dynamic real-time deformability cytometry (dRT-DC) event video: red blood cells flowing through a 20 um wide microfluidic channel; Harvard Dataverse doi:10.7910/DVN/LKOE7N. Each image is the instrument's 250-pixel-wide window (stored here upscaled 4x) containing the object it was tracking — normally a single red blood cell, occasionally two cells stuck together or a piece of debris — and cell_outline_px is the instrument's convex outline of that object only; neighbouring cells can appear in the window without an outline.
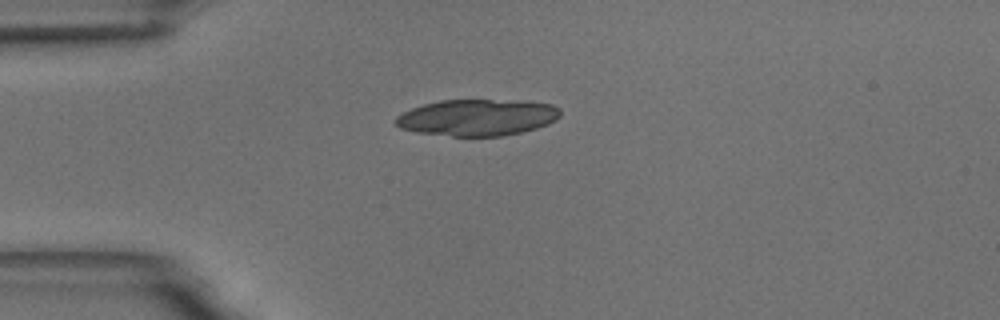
{"species": "common noctule bat (a hibernating species)", "species_latin": "Nyctalus noctula", "temperature_condition": "room temperature", "stored_images_in_passage": 42, "camera_frame_rate_fps": 3000, "um_per_image_px": 0.085, "animal": {"sex": "male", "body_mass_g": 18.8}, "frame": {"image": 1, "passage_image": 1, "time_ms": 0.0, "image_size_px": [1000, 320], "cell_outline_px": [[560, 116], [556, 120], [548, 124], [536, 128], [504, 136], [452, 136], [416, 132], [400, 128], [396, 124], [396, 116], [412, 108], [424, 104], [440, 100], [524, 100], [552, 104], [560, 108]], "centroid_in_image_um": [40.61, 9.98], "position_along_channel_um": 44.4, "area_um2": 35.14}}